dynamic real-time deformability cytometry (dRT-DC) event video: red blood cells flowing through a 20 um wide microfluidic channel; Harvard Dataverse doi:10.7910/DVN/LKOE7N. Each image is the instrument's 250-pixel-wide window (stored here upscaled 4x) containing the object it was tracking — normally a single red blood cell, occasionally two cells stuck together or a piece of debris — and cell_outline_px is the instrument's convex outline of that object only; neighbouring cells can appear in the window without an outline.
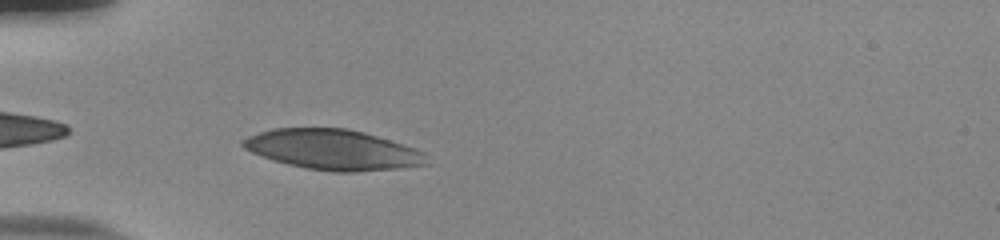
{"species": "human", "species_latin": "Homo sapiens", "temperature_condition": "room temperature", "stored_images_in_passage": 37, "camera_frame_rate_fps": 3000, "um_per_image_px": 0.085, "donor": {"sex": "male"}, "frame": {"image": 1, "passage_image": 2, "time_ms": 0.333, "image_size_px": [1000, 240], "cell_outline_px": [[428, 164], [400, 168], [356, 172], [332, 172], [304, 168], [272, 160], [252, 152], [244, 148], [240, 144], [240, 140], [248, 136], [272, 128], [348, 128], [364, 132], [416, 148], [424, 152]], "centroid_in_image_um": [28.28, 12.72], "position_along_channel_um": 56.7, "area_um2": 43.18}}
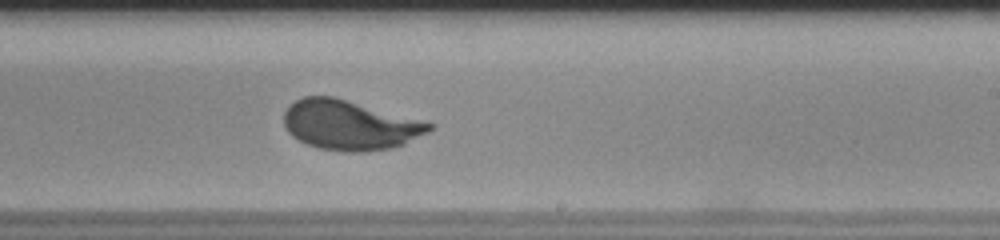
{"frame": {"image": 2, "passage_image": 19, "time_ms": 6.0, "image_size_px": [1000, 240], "cell_outline_px": [[436, 124], [428, 132], [404, 144], [392, 148], [364, 152], [348, 152], [320, 148], [308, 144], [292, 136], [288, 132], [284, 124], [284, 112], [296, 100], [304, 96], [332, 96]], "centroid_in_image_um": [29.73, 10.64], "position_along_channel_um": 259.3, "area_um2": 41.73}}
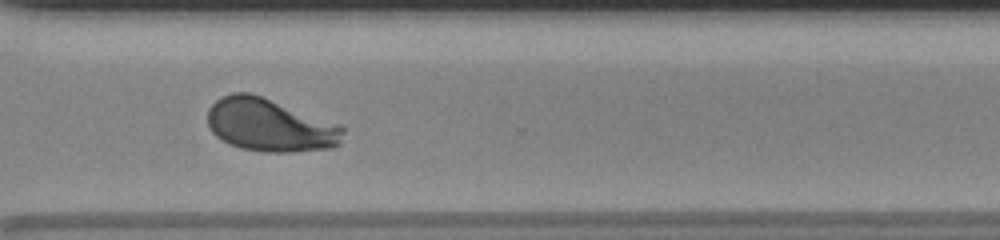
{"frame": {"image": 3, "passage_image": 26, "time_ms": 8.333, "image_size_px": [1000, 240], "cell_outline_px": [[344, 132], [340, 144], [332, 148], [292, 152], [264, 152], [240, 148], [216, 136], [212, 132], [208, 124], [208, 108], [220, 96], [232, 92], [248, 92], [260, 96], [340, 124], [344, 128]], "centroid_in_image_um": [22.95, 10.64], "position_along_channel_um": 347.7, "area_um2": 41.73}, "authors_computed_cell_mechanics": {"area_um2": 41.7316, "velocity_mm_per_s": 3.7806, "shape_relaxation_time_tau1_ms": 3.5662, "shape_relaxation_time_tau2_ms": null, "deformation_change_tau1": 0.1775, "deformation_change_tau2": null}}